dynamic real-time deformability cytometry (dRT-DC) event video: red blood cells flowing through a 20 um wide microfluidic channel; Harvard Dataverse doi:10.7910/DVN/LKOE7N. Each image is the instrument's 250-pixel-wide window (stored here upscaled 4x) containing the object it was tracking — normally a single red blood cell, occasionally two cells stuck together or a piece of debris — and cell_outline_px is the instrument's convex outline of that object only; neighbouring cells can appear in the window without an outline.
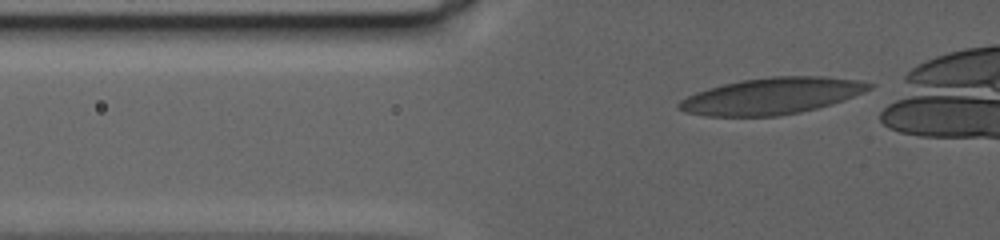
{"species": "human", "species_latin": "Homo sapiens", "temperature_condition": "warm", "stored_images_in_passage": 61, "camera_frame_rate_fps": 3000, "um_per_image_px": 0.085, "donor": {"sex": "female"}, "frame": {"image": 1, "passage_image": 2, "time_ms": 0.333, "image_size_px": [1000, 240], "cell_outline_px": [[876, 84], [872, 88], [864, 92], [844, 100], [832, 104], [800, 112], [780, 116], [704, 116], [684, 112], [676, 108], [676, 104], [680, 100], [696, 92], [708, 88], [740, 80], [772, 76], [824, 76], [860, 80]], "centroid_in_image_um": [65.6, 8.16], "position_along_channel_um": 60.2, "area_um2": 40.75}}
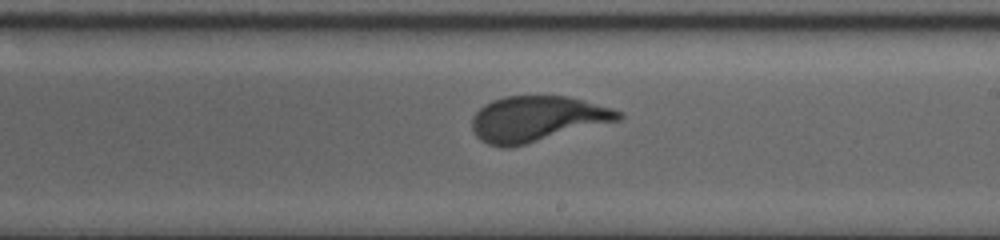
{"frame": {"image": 2, "passage_image": 34, "time_ms": 11.0, "image_size_px": [1000, 240], "cell_outline_px": [[624, 116], [620, 120], [508, 148], [500, 148], [488, 144], [480, 140], [476, 136], [472, 128], [472, 116], [484, 104], [492, 100], [504, 96], [568, 96], [612, 108], [624, 112]], "centroid_in_image_um": [45.63, 10.1], "position_along_channel_um": 243.4, "area_um2": 38.78}}
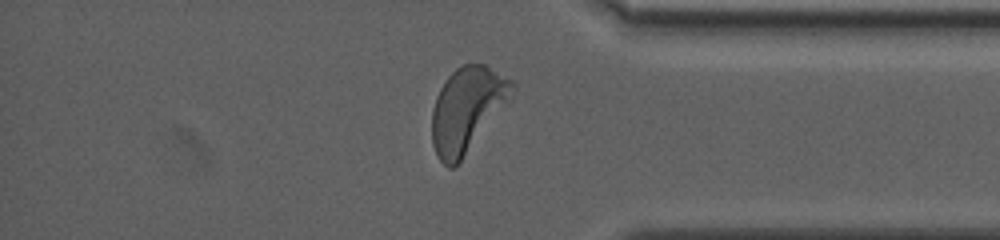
{"frame": {"image": 3, "passage_image": 58, "time_ms": 19.0, "image_size_px": [1000, 240], "cell_outline_px": [[516, 88], [512, 100], [460, 160], [452, 168], [448, 168], [440, 160], [432, 144], [432, 108], [436, 96], [440, 88], [448, 76], [460, 64], [484, 64], [512, 80], [516, 84]], "centroid_in_image_um": [39.74, 9.27], "position_along_channel_um": 395.5, "area_um2": 39.71}}